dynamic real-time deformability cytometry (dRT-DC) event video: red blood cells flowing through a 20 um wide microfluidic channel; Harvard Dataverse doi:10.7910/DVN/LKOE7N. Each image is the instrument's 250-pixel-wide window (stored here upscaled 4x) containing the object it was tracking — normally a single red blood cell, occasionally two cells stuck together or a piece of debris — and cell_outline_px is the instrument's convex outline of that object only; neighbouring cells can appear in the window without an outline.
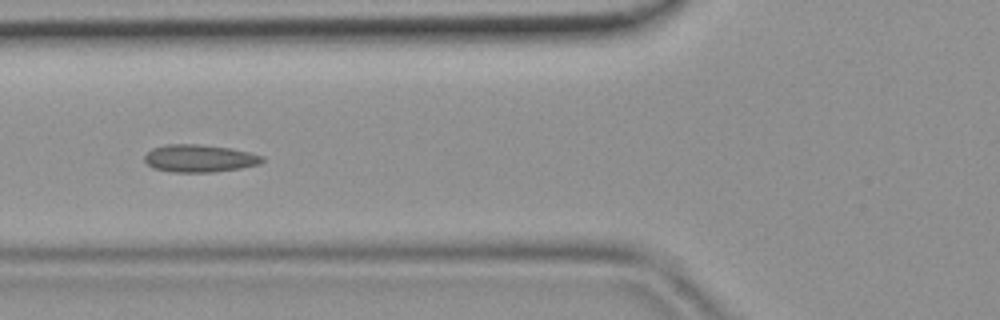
{"species": "common noctule bat (a hibernating species)", "species_latin": "Nyctalus noctula", "temperature_condition": "room temperature", "stored_images_in_passage": 45, "camera_frame_rate_fps": 3000, "um_per_image_px": 0.085, "animal": {"sex": "female", "body_mass_g": 19.9}, "frame": {"image": 1, "passage_image": 17, "time_ms": 5.333, "image_size_px": [1000, 320], "cell_outline_px": [[264, 160], [260, 164], [240, 168], [212, 172], [172, 172], [152, 168], [144, 160], [144, 156], [152, 148], [168, 144], [200, 144], [232, 148], [264, 156]], "centroid_in_image_um": [16.95, 13.46], "position_along_channel_um": 108.8, "area_um2": 18.96}}
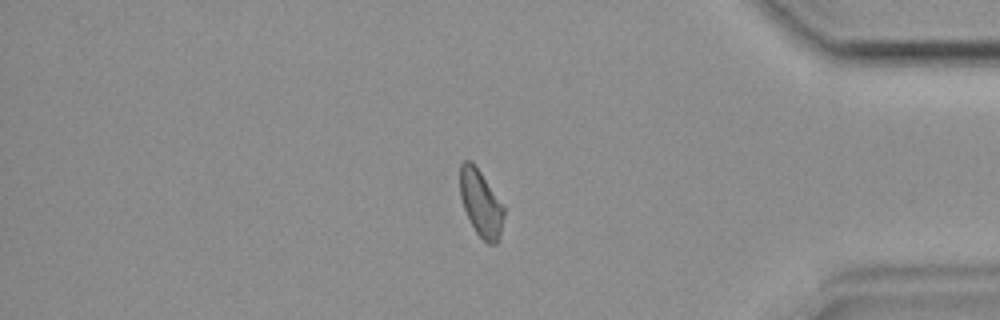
{"frame": {"image": 2, "passage_image": 38, "time_ms": 12.333, "image_size_px": [1000, 320], "cell_outline_px": [[504, 216], [500, 236], [496, 244], [488, 244], [476, 232], [464, 208], [460, 196], [460, 164], [464, 160], [472, 160], [504, 204]], "centroid_in_image_um": [40.89, 17.24], "position_along_channel_um": 394.3, "area_um2": 17.11}}
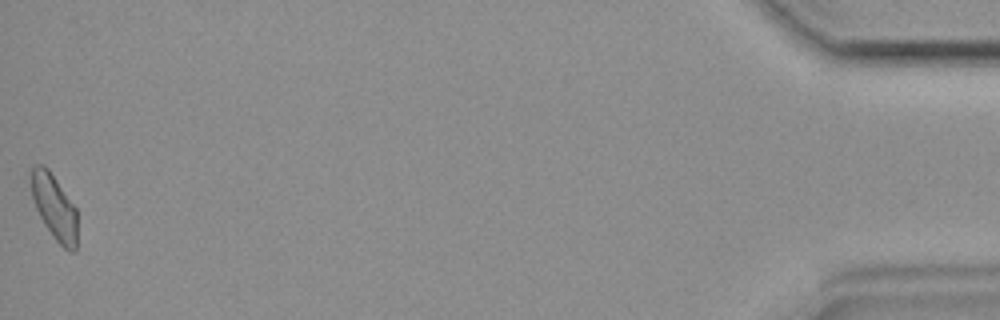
{"frame": {"image": 3, "passage_image": 45, "time_ms": 14.667, "image_size_px": [1000, 320], "cell_outline_px": [[76, 252], [68, 252], [56, 240], [44, 224], [36, 208], [32, 196], [28, 172], [32, 164], [44, 164], [48, 168], [76, 208]], "centroid_in_image_um": [4.57, 17.54], "position_along_channel_um": 430.6, "area_um2": 17.74}}